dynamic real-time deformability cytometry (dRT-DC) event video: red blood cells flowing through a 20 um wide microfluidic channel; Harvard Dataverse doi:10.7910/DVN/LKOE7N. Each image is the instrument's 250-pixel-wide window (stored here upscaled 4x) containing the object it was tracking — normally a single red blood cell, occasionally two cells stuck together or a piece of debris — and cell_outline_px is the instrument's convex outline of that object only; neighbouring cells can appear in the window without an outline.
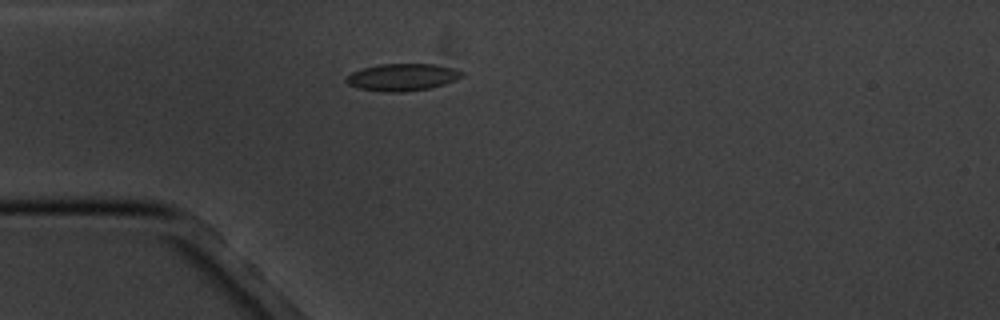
{"species": "common noctule bat (a hibernating species)", "species_latin": "Nyctalus noctula", "temperature_condition": "cold", "stored_images_in_passage": 5, "camera_frame_rate_fps": 3000, "um_per_image_px": 0.085, "animal": {"sex": "male", "body_mass_g": 20.1, "forearm_length_mm": 53.5}, "frame": {"image": 1, "passage_image": 5, "time_ms": 4.667, "image_size_px": [1000, 320], "cell_outline_px": [[464, 76], [456, 80], [444, 84], [428, 88], [404, 92], [384, 92], [360, 88], [348, 84], [344, 80], [344, 76], [352, 72], [364, 68], [380, 64], [436, 64], [452, 68], [464, 72]], "centroid_in_image_um": [34.19, 6.56], "position_along_channel_um": 50.8, "area_um2": 18.32}}